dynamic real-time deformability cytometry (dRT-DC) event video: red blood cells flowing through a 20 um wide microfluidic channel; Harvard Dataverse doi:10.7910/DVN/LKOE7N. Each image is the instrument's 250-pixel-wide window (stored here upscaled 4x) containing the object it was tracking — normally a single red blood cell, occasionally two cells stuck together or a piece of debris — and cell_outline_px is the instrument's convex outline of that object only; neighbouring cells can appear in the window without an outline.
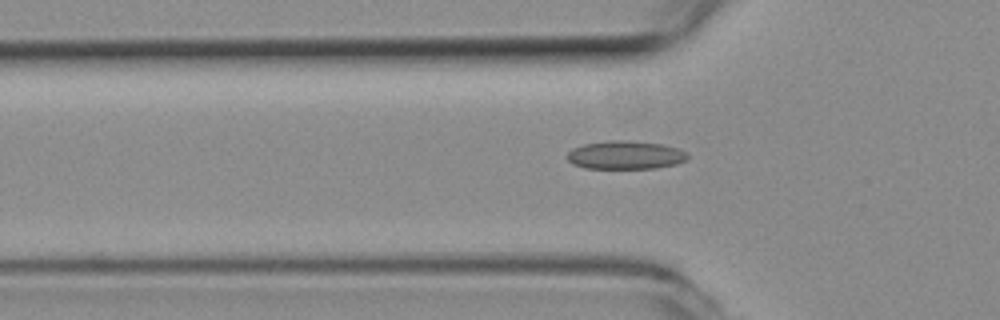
{"species": "common noctule bat (a hibernating species)", "species_latin": "Nyctalus noctula", "temperature_condition": "room temperature", "stored_images_in_passage": 12, "camera_frame_rate_fps": 3000, "um_per_image_px": 0.085, "animal": {"sex": "female", "body_mass_g": 19.3, "forearm_length_mm": 54.1}, "frame": {"image": 1, "passage_image": 2, "time_ms": 0.333, "image_size_px": [1000, 320], "cell_outline_px": [[688, 160], [676, 164], [656, 168], [584, 168], [572, 164], [568, 160], [568, 152], [572, 148], [584, 144], [608, 140], [624, 140], [664, 144], [680, 148], [688, 152]], "centroid_in_image_um": [53.2, 13.17], "position_along_channel_um": 72.6, "area_um2": 20.11}}
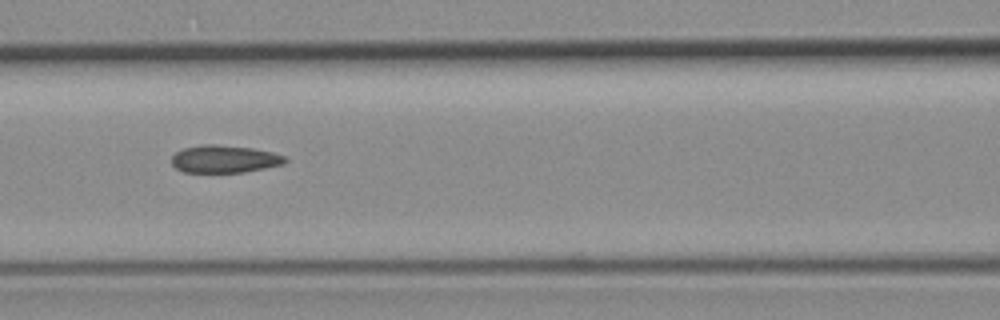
{"frame": {"image": 2, "passage_image": 8, "time_ms": 2.333, "image_size_px": [1000, 320], "cell_outline_px": [[288, 160], [284, 164], [244, 172], [184, 172], [176, 168], [172, 164], [172, 156], [176, 152], [184, 148], [200, 144], [216, 144], [252, 148], [272, 152], [284, 156]], "centroid_in_image_um": [19.07, 13.51], "position_along_channel_um": 147.5, "area_um2": 18.21}}
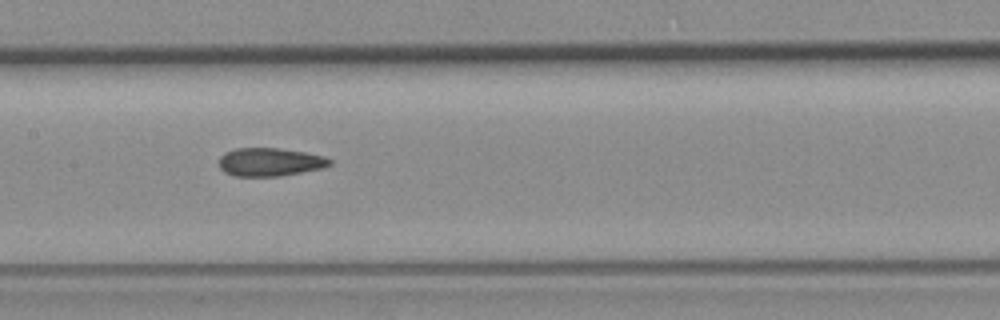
{"frame": {"image": 3, "passage_image": 11, "time_ms": 3.333, "image_size_px": [1000, 320], "cell_outline_px": [[332, 164], [324, 168], [280, 176], [232, 176], [224, 172], [220, 168], [220, 156], [224, 152], [236, 148], [276, 148], [304, 152], [324, 156], [332, 160]], "centroid_in_image_um": [22.94, 13.77], "position_along_channel_um": 184.5, "area_um2": 18.32}}